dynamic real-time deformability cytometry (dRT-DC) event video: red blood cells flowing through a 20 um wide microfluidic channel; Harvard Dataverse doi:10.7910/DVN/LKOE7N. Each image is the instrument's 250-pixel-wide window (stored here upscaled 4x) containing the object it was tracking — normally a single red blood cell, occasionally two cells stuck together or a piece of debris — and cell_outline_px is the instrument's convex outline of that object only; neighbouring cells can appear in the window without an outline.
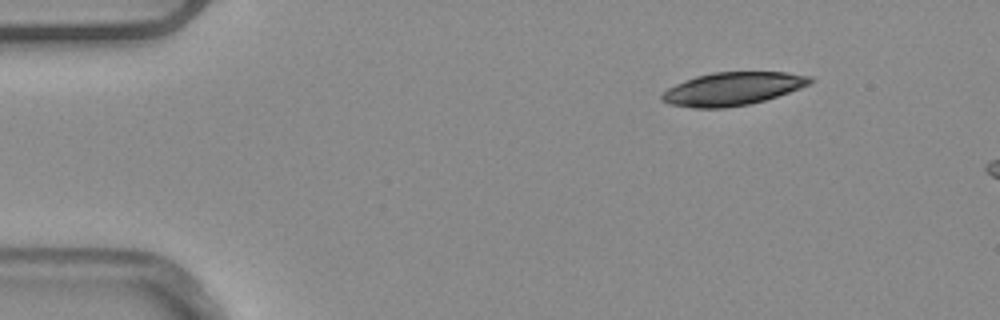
{"species": "common noctule bat (a hibernating species)", "species_latin": "Nyctalus noctula", "temperature_condition": "warm", "stored_images_in_passage": 3, "camera_frame_rate_fps": 3000, "um_per_image_px": 0.085, "animal": {"sex": "male", "body_mass_g": 20.4}, "frame": {"image": 1, "passage_image": 1, "time_ms": 0.0, "image_size_px": [1000, 320], "cell_outline_px": [[816, 80], [800, 88], [764, 100], [748, 104], [724, 108], [692, 108], [668, 104], [660, 100], [660, 96], [668, 88], [684, 80], [696, 76], [712, 72], [788, 72], [812, 76]], "centroid_in_image_um": [62.25, 7.54], "position_along_channel_um": 22.7, "area_um2": 28.61}}